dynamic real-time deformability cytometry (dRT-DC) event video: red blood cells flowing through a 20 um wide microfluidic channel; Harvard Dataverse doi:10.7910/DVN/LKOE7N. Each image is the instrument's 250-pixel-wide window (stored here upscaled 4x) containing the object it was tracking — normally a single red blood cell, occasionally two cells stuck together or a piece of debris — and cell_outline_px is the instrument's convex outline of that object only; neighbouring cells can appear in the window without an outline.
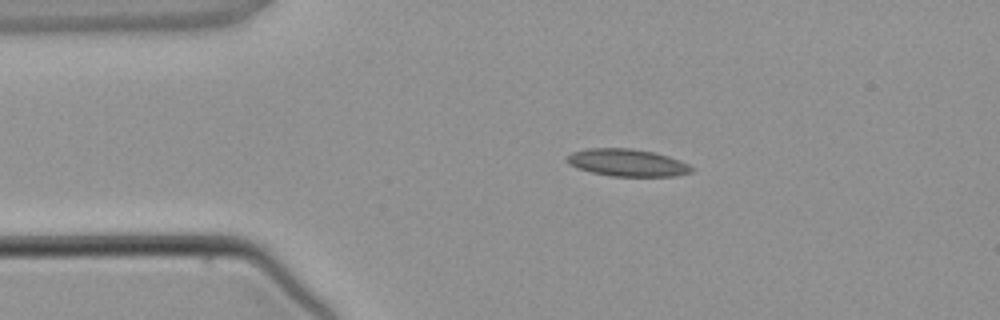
{"species": "common noctule bat (a hibernating species)", "species_latin": "Nyctalus noctula", "temperature_condition": "warm", "stored_images_in_passage": 2, "camera_frame_rate_fps": 3000, "um_per_image_px": 0.085, "animal": {"sex": "male", "body_mass_g": 21.5, "forearm_length_mm": 52.0}, "frame": {"image": 1, "passage_image": 1, "time_ms": 0.0, "image_size_px": [1000, 320], "cell_outline_px": [[696, 168], [692, 172], [676, 176], [612, 176], [592, 172], [568, 164], [564, 160], [572, 152], [588, 148], [628, 148], [652, 152], [668, 156], [680, 160]], "centroid_in_image_um": [53.34, 13.83], "position_along_channel_um": 31.7, "area_um2": 19.77}}